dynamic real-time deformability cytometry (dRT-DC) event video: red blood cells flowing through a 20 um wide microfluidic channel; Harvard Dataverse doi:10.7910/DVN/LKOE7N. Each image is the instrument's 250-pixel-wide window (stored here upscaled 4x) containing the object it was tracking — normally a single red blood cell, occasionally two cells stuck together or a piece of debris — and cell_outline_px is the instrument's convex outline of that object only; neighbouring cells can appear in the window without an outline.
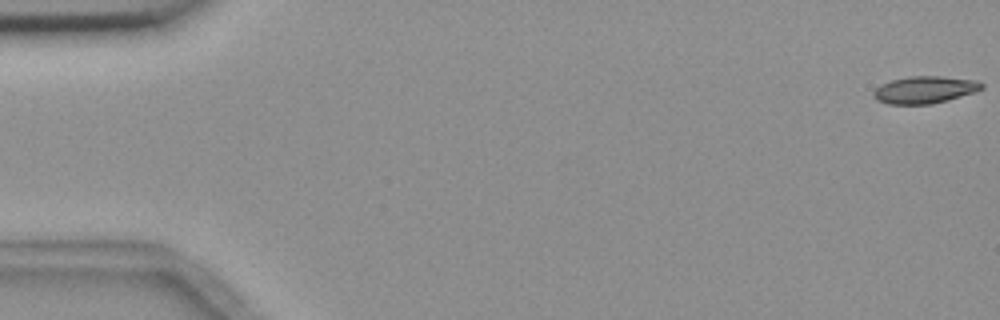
{"species": "common noctule bat (a hibernating species)", "species_latin": "Nyctalus noctula", "temperature_condition": "room temperature", "stored_images_in_passage": 15, "camera_frame_rate_fps": 3000, "um_per_image_px": 0.085, "animal": {"sex": "female", "body_mass_g": 18.4}, "frame": {"image": 1, "passage_image": 1, "time_ms": 0.0, "image_size_px": [1000, 320], "cell_outline_px": [[984, 88], [976, 92], [948, 100], [932, 104], [888, 104], [876, 100], [872, 96], [872, 92], [880, 84], [892, 80], [908, 76], [940, 76], [976, 80], [984, 84]], "centroid_in_image_um": [78.6, 7.63], "position_along_channel_um": 6.4, "area_um2": 17.34}}
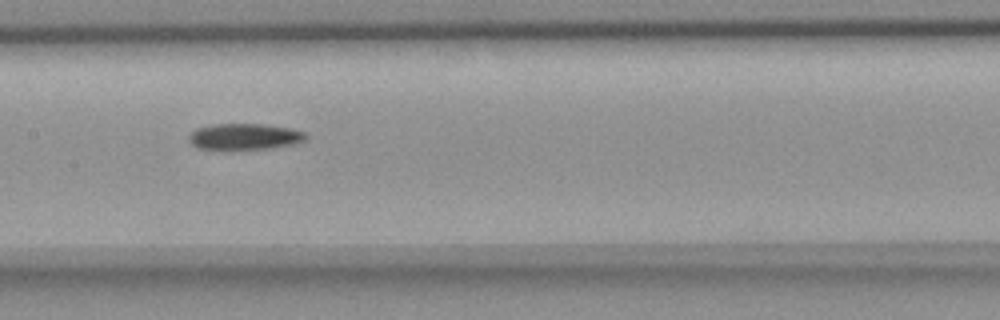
{"frame": {"image": 2, "passage_image": 8, "time_ms": 9.0, "image_size_px": [1000, 320], "cell_outline_px": [[308, 136], [304, 140], [296, 144], [272, 148], [196, 148], [188, 140], [188, 136], [196, 128], [212, 124], [260, 124], [288, 128], [304, 132]], "centroid_in_image_um": [20.78, 11.6], "position_along_channel_um": 186.6, "area_um2": 17.51}}
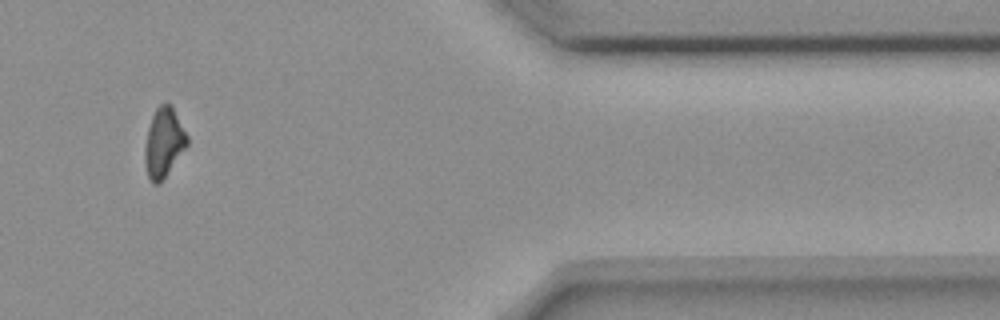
{"frame": {"image": 3, "passage_image": 13, "time_ms": 15.667, "image_size_px": [1000, 320], "cell_outline_px": [[188, 144], [164, 176], [156, 184], [152, 184], [148, 176], [144, 160], [144, 148], [148, 128], [152, 116], [156, 108], [160, 104], [168, 104], [172, 108], [188, 136]], "centroid_in_image_um": [13.89, 12.11], "position_along_channel_um": 397.5, "area_um2": 16.53}, "authors_computed_cell_mechanics": {"area_um2": 17.5134, "velocity_mm_per_s": 3.6681, "shape_relaxation_time_tau1_ms": 5.0888, "shape_relaxation_time_tau2_ms": null, "deformation_change_tau1": 0.1062, "deformation_change_tau2": null}}